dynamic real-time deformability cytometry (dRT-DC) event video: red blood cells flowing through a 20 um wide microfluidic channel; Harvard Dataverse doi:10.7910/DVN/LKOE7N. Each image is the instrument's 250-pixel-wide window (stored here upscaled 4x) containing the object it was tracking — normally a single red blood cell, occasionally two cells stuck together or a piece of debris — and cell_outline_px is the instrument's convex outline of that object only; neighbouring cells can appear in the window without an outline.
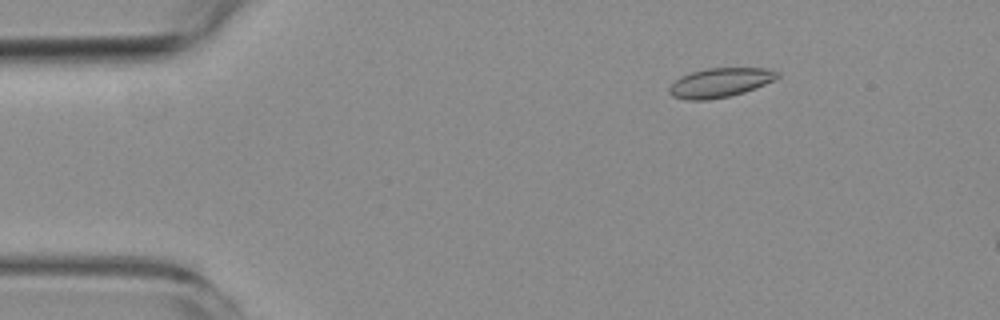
{"species": "common noctule bat (a hibernating species)", "species_latin": "Nyctalus noctula", "temperature_condition": "room temperature", "stored_images_in_passage": 3, "camera_frame_rate_fps": 3000, "um_per_image_px": 0.085, "animal": {"sex": "female", "body_mass_g": 19.3, "forearm_length_mm": 54.1}, "frame": {"image": 1, "passage_image": 1, "time_ms": 0.0, "image_size_px": [1000, 320], "cell_outline_px": [[780, 76], [776, 80], [756, 88], [744, 92], [728, 96], [708, 100], [688, 100], [672, 96], [668, 92], [668, 88], [680, 76], [692, 72], [708, 68], [768, 68], [780, 72]], "centroid_in_image_um": [61.24, 7.02], "position_along_channel_um": 23.8, "area_um2": 18.55}}